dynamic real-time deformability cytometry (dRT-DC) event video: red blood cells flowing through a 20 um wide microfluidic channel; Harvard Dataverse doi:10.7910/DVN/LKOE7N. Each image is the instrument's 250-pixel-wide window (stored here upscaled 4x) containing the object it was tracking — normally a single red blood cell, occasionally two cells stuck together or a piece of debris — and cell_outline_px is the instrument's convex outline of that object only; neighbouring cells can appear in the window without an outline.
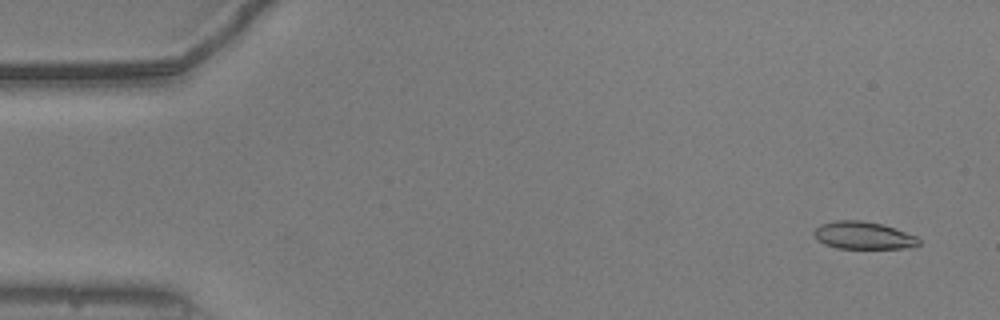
{"species": "common noctule bat (a hibernating species)", "species_latin": "Nyctalus noctula", "temperature_condition": "warm", "stored_images_in_passage": 54, "camera_frame_rate_fps": 3000, "um_per_image_px": 0.085, "animal": {"sex": "male", "body_mass_g": 20.5, "forearm_length_mm": 52.5}, "frame": {"image": 1, "passage_image": 3, "time_ms": 0.667, "image_size_px": [1000, 320], "cell_outline_px": [[920, 244], [916, 248], [836, 248], [824, 244], [816, 240], [812, 232], [820, 224], [836, 220], [860, 220], [880, 224], [916, 236], [920, 240]], "centroid_in_image_um": [73.35, 20.02], "position_along_channel_um": 11.6, "area_um2": 16.82}}
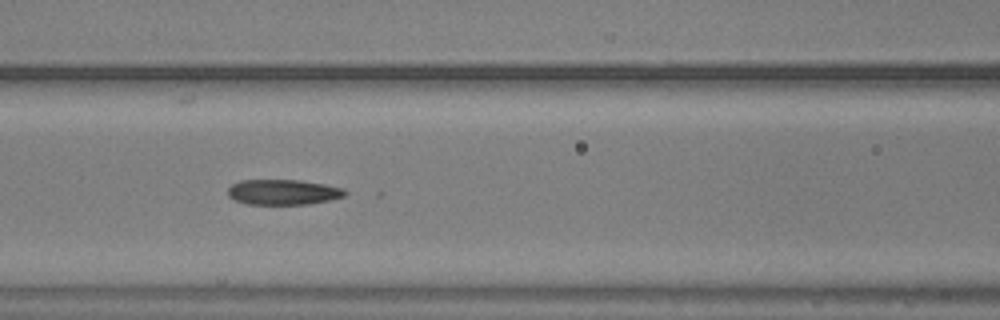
{"frame": {"image": 2, "passage_image": 23, "time_ms": 7.333, "image_size_px": [1000, 320], "cell_outline_px": [[348, 192], [344, 196], [332, 200], [308, 204], [248, 204], [236, 200], [228, 196], [228, 188], [232, 184], [240, 180], [300, 180], [324, 184], [344, 188]], "centroid_in_image_um": [24.09, 16.32], "position_along_channel_um": 142.5, "area_um2": 17.34}}
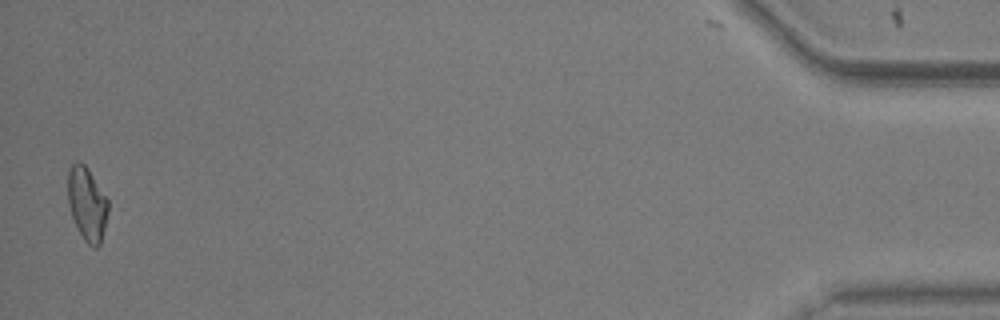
{"frame": {"image": 3, "passage_image": 53, "time_ms": 17.333, "image_size_px": [1000, 320], "cell_outline_px": [[108, 212], [100, 244], [96, 248], [92, 248], [84, 240], [72, 216], [68, 204], [68, 172], [72, 164], [76, 160], [80, 160], [88, 168], [108, 200]], "centroid_in_image_um": [7.39, 17.31], "position_along_channel_um": 427.8, "area_um2": 17.17}, "authors_computed_cell_mechanics": {"area_um2": 17.5423, "velocity_mm_per_s": 3.7857, "shape_relaxation_time_tau1_ms": null, "shape_relaxation_time_tau2_ms": 4.211, "deformation_change_tau1": null, "deformation_change_tau2": 0.1137}}